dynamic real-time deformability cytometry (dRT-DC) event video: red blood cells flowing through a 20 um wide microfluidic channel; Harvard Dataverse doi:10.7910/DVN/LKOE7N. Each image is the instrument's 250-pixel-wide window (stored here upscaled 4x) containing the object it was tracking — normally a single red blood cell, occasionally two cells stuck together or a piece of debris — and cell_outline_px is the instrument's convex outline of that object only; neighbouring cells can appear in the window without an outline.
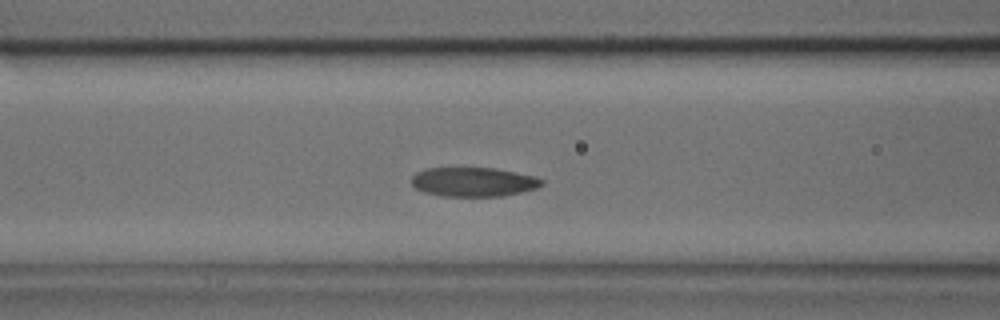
{"species": "common noctule bat (a hibernating species)", "species_latin": "Nyctalus noctula", "temperature_condition": "cold", "stored_images_in_passage": 34, "camera_frame_rate_fps": 3000, "um_per_image_px": 0.085, "animal": {"sex": "male", "body_mass_g": 17.9, "forearm_length_mm": 54.2}, "frame": {"image": 1, "passage_image": 8, "time_ms": 2.333, "image_size_px": [1000, 320], "cell_outline_px": [[544, 184], [536, 188], [520, 192], [500, 196], [440, 196], [424, 192], [416, 188], [412, 184], [412, 176], [416, 172], [428, 168], [496, 168], [532, 176], [544, 180]], "centroid_in_image_um": [40.22, 15.46], "position_along_channel_um": 126.4, "area_um2": 22.02}}
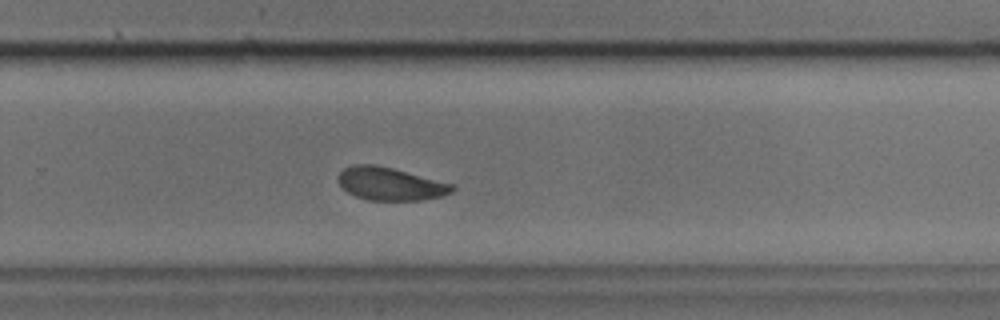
{"frame": {"image": 2, "passage_image": 19, "time_ms": 6.0, "image_size_px": [1000, 320], "cell_outline_px": [[456, 188], [452, 192], [440, 196], [420, 200], [368, 200], [356, 196], [348, 192], [336, 180], [336, 176], [344, 168], [356, 164], [376, 164], [392, 168], [452, 184]], "centroid_in_image_um": [33.13, 15.62], "position_along_channel_um": 296.7, "area_um2": 21.68}}
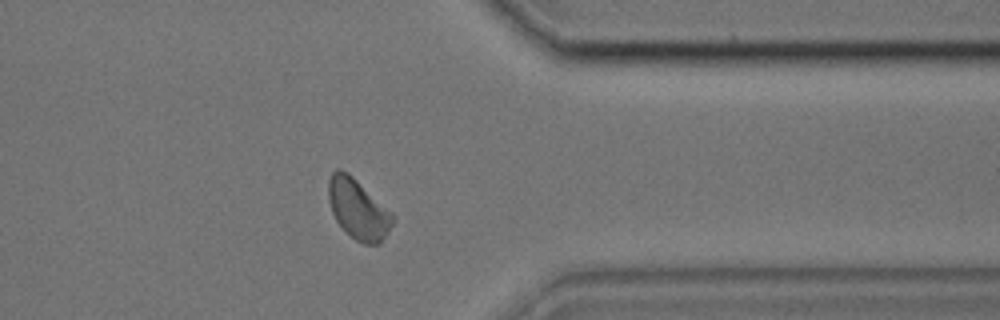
{"frame": {"image": 3, "passage_image": 25, "time_ms": 8.0, "image_size_px": [1000, 320], "cell_outline_px": [[392, 224], [388, 232], [380, 244], [364, 244], [356, 240], [336, 220], [332, 212], [328, 200], [328, 180], [332, 172], [336, 168], [340, 168], [348, 172], [392, 212]], "centroid_in_image_um": [30.42, 17.74], "position_along_channel_um": 381.0, "area_um2": 22.25}}